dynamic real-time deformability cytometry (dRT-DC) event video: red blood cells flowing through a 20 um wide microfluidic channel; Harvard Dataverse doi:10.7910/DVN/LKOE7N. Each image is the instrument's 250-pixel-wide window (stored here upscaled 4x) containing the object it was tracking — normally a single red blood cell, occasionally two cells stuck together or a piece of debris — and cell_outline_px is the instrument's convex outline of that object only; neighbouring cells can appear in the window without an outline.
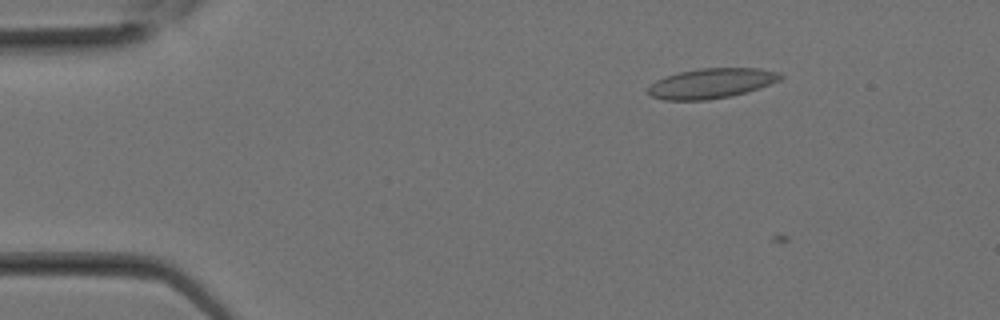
{"species": "Egyptian fruit bat (a non-hibernating species)", "species_latin": "Rousettus aegyptiacus", "temperature_condition": "room temperature", "stored_images_in_passage": 4, "camera_frame_rate_fps": 3000, "um_per_image_px": 0.085, "animal": {"sex": "female"}, "frame": {"image": 1, "passage_image": 2, "time_ms": 0.333, "image_size_px": [1000, 320], "cell_outline_px": [[784, 76], [780, 80], [760, 88], [732, 96], [708, 100], [664, 100], [652, 96], [648, 92], [648, 88], [656, 80], [680, 72], [700, 68], [760, 68], [780, 72]], "centroid_in_image_um": [60.52, 7.08], "position_along_channel_um": 24.5, "area_um2": 23.12}}